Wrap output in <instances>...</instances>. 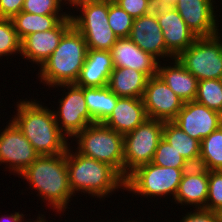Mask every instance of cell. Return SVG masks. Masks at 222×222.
Returning <instances> with one entry per match:
<instances>
[{"label":"cell","mask_w":222,"mask_h":222,"mask_svg":"<svg viewBox=\"0 0 222 222\" xmlns=\"http://www.w3.org/2000/svg\"><path fill=\"white\" fill-rule=\"evenodd\" d=\"M129 38L140 49L151 54L159 62L160 60L173 59L166 50L163 32L154 11L133 20Z\"/></svg>","instance_id":"cell-16"},{"label":"cell","mask_w":222,"mask_h":222,"mask_svg":"<svg viewBox=\"0 0 222 222\" xmlns=\"http://www.w3.org/2000/svg\"><path fill=\"white\" fill-rule=\"evenodd\" d=\"M70 141V145H73L78 153L109 164L124 178L122 134L102 123H94L88 125Z\"/></svg>","instance_id":"cell-6"},{"label":"cell","mask_w":222,"mask_h":222,"mask_svg":"<svg viewBox=\"0 0 222 222\" xmlns=\"http://www.w3.org/2000/svg\"><path fill=\"white\" fill-rule=\"evenodd\" d=\"M78 31L83 35L88 50L110 51L117 40L116 35L110 28Z\"/></svg>","instance_id":"cell-32"},{"label":"cell","mask_w":222,"mask_h":222,"mask_svg":"<svg viewBox=\"0 0 222 222\" xmlns=\"http://www.w3.org/2000/svg\"><path fill=\"white\" fill-rule=\"evenodd\" d=\"M69 10L72 25L77 30L110 28L108 23L109 0H82Z\"/></svg>","instance_id":"cell-22"},{"label":"cell","mask_w":222,"mask_h":222,"mask_svg":"<svg viewBox=\"0 0 222 222\" xmlns=\"http://www.w3.org/2000/svg\"><path fill=\"white\" fill-rule=\"evenodd\" d=\"M152 163L161 167L190 168L187 160L178 153L166 140H160Z\"/></svg>","instance_id":"cell-30"},{"label":"cell","mask_w":222,"mask_h":222,"mask_svg":"<svg viewBox=\"0 0 222 222\" xmlns=\"http://www.w3.org/2000/svg\"><path fill=\"white\" fill-rule=\"evenodd\" d=\"M42 222H51V221L48 219H44V220H42Z\"/></svg>","instance_id":"cell-43"},{"label":"cell","mask_w":222,"mask_h":222,"mask_svg":"<svg viewBox=\"0 0 222 222\" xmlns=\"http://www.w3.org/2000/svg\"><path fill=\"white\" fill-rule=\"evenodd\" d=\"M157 74L184 102L195 101L198 79L177 58L163 62L160 61L158 63Z\"/></svg>","instance_id":"cell-19"},{"label":"cell","mask_w":222,"mask_h":222,"mask_svg":"<svg viewBox=\"0 0 222 222\" xmlns=\"http://www.w3.org/2000/svg\"><path fill=\"white\" fill-rule=\"evenodd\" d=\"M68 16L69 15H37L21 11L12 18V21L19 39L22 40L29 34L54 29Z\"/></svg>","instance_id":"cell-26"},{"label":"cell","mask_w":222,"mask_h":222,"mask_svg":"<svg viewBox=\"0 0 222 222\" xmlns=\"http://www.w3.org/2000/svg\"><path fill=\"white\" fill-rule=\"evenodd\" d=\"M87 109L95 123H103L115 108L118 96L107 86L84 87Z\"/></svg>","instance_id":"cell-25"},{"label":"cell","mask_w":222,"mask_h":222,"mask_svg":"<svg viewBox=\"0 0 222 222\" xmlns=\"http://www.w3.org/2000/svg\"><path fill=\"white\" fill-rule=\"evenodd\" d=\"M114 68H132L156 76L159 61L140 49L129 37L117 38L110 50Z\"/></svg>","instance_id":"cell-18"},{"label":"cell","mask_w":222,"mask_h":222,"mask_svg":"<svg viewBox=\"0 0 222 222\" xmlns=\"http://www.w3.org/2000/svg\"><path fill=\"white\" fill-rule=\"evenodd\" d=\"M205 209L214 212L222 209V170L208 171V197Z\"/></svg>","instance_id":"cell-34"},{"label":"cell","mask_w":222,"mask_h":222,"mask_svg":"<svg viewBox=\"0 0 222 222\" xmlns=\"http://www.w3.org/2000/svg\"><path fill=\"white\" fill-rule=\"evenodd\" d=\"M163 139L180 153L191 166H199L200 142L198 140L190 137L172 121L164 122Z\"/></svg>","instance_id":"cell-24"},{"label":"cell","mask_w":222,"mask_h":222,"mask_svg":"<svg viewBox=\"0 0 222 222\" xmlns=\"http://www.w3.org/2000/svg\"><path fill=\"white\" fill-rule=\"evenodd\" d=\"M164 122L148 118L123 136L124 179L137 167L152 162L156 148L163 138Z\"/></svg>","instance_id":"cell-9"},{"label":"cell","mask_w":222,"mask_h":222,"mask_svg":"<svg viewBox=\"0 0 222 222\" xmlns=\"http://www.w3.org/2000/svg\"><path fill=\"white\" fill-rule=\"evenodd\" d=\"M45 104L41 99L22 97L20 100L17 99L14 115L11 114L9 117L39 156L65 153L70 140L60 131L52 107Z\"/></svg>","instance_id":"cell-2"},{"label":"cell","mask_w":222,"mask_h":222,"mask_svg":"<svg viewBox=\"0 0 222 222\" xmlns=\"http://www.w3.org/2000/svg\"><path fill=\"white\" fill-rule=\"evenodd\" d=\"M25 0H0V18L12 19L22 11Z\"/></svg>","instance_id":"cell-37"},{"label":"cell","mask_w":222,"mask_h":222,"mask_svg":"<svg viewBox=\"0 0 222 222\" xmlns=\"http://www.w3.org/2000/svg\"><path fill=\"white\" fill-rule=\"evenodd\" d=\"M113 1L123 10H125L133 19L151 13L155 7L153 0H113Z\"/></svg>","instance_id":"cell-35"},{"label":"cell","mask_w":222,"mask_h":222,"mask_svg":"<svg viewBox=\"0 0 222 222\" xmlns=\"http://www.w3.org/2000/svg\"><path fill=\"white\" fill-rule=\"evenodd\" d=\"M88 47L83 35L72 25L62 36L58 47L38 69L39 85L53 88L75 84L84 65Z\"/></svg>","instance_id":"cell-4"},{"label":"cell","mask_w":222,"mask_h":222,"mask_svg":"<svg viewBox=\"0 0 222 222\" xmlns=\"http://www.w3.org/2000/svg\"><path fill=\"white\" fill-rule=\"evenodd\" d=\"M172 122L201 142L222 125V114L196 101H188Z\"/></svg>","instance_id":"cell-14"},{"label":"cell","mask_w":222,"mask_h":222,"mask_svg":"<svg viewBox=\"0 0 222 222\" xmlns=\"http://www.w3.org/2000/svg\"><path fill=\"white\" fill-rule=\"evenodd\" d=\"M108 23L117 38L129 37L133 18L113 0H109Z\"/></svg>","instance_id":"cell-31"},{"label":"cell","mask_w":222,"mask_h":222,"mask_svg":"<svg viewBox=\"0 0 222 222\" xmlns=\"http://www.w3.org/2000/svg\"><path fill=\"white\" fill-rule=\"evenodd\" d=\"M177 59L198 81L222 79V31L198 37Z\"/></svg>","instance_id":"cell-8"},{"label":"cell","mask_w":222,"mask_h":222,"mask_svg":"<svg viewBox=\"0 0 222 222\" xmlns=\"http://www.w3.org/2000/svg\"><path fill=\"white\" fill-rule=\"evenodd\" d=\"M215 3V0H176L172 7L197 37H210L222 31V25L219 23H222V19L219 20L222 15L218 16L216 13L221 14V6Z\"/></svg>","instance_id":"cell-11"},{"label":"cell","mask_w":222,"mask_h":222,"mask_svg":"<svg viewBox=\"0 0 222 222\" xmlns=\"http://www.w3.org/2000/svg\"><path fill=\"white\" fill-rule=\"evenodd\" d=\"M195 101L222 114V79L198 81Z\"/></svg>","instance_id":"cell-28"},{"label":"cell","mask_w":222,"mask_h":222,"mask_svg":"<svg viewBox=\"0 0 222 222\" xmlns=\"http://www.w3.org/2000/svg\"><path fill=\"white\" fill-rule=\"evenodd\" d=\"M130 218H131V217H129V218H128L129 220L127 219V221H126L124 218H122V222H142V221H143V220L140 221V219H139V221H138V218H136L137 220H136V219L134 220L133 217H132V220H130ZM113 219H114V218H112V219L110 218V220H111L110 222H112ZM116 219H117L118 221H117ZM100 220H101V221H100ZM100 220H99V222H102V219H100ZM115 220H116V222H121V221H119L120 219H118L117 217L115 218ZM88 222H89V221H88ZM93 222H94V221H93ZM95 222H98V221H95ZM107 222H109V220H107ZM113 222H115V221H113Z\"/></svg>","instance_id":"cell-40"},{"label":"cell","mask_w":222,"mask_h":222,"mask_svg":"<svg viewBox=\"0 0 222 222\" xmlns=\"http://www.w3.org/2000/svg\"><path fill=\"white\" fill-rule=\"evenodd\" d=\"M153 11L162 29L166 50L177 58L198 37L189 29L174 7L155 5Z\"/></svg>","instance_id":"cell-15"},{"label":"cell","mask_w":222,"mask_h":222,"mask_svg":"<svg viewBox=\"0 0 222 222\" xmlns=\"http://www.w3.org/2000/svg\"><path fill=\"white\" fill-rule=\"evenodd\" d=\"M18 178L24 182L36 197L41 199V203L52 209L60 218L66 215L67 209H70L74 195L69 186L68 169L66 165V152L58 155H41L23 172ZM73 197V198H72ZM69 202L71 205H69ZM65 212V214H64ZM63 215V217H61Z\"/></svg>","instance_id":"cell-1"},{"label":"cell","mask_w":222,"mask_h":222,"mask_svg":"<svg viewBox=\"0 0 222 222\" xmlns=\"http://www.w3.org/2000/svg\"><path fill=\"white\" fill-rule=\"evenodd\" d=\"M114 70L110 51L88 50L76 85L80 87L107 86Z\"/></svg>","instance_id":"cell-21"},{"label":"cell","mask_w":222,"mask_h":222,"mask_svg":"<svg viewBox=\"0 0 222 222\" xmlns=\"http://www.w3.org/2000/svg\"><path fill=\"white\" fill-rule=\"evenodd\" d=\"M72 26L70 15L63 19L54 29L27 35L21 40L20 57L36 69L40 68L58 47L64 33ZM36 65V66H35ZM37 67V68H35Z\"/></svg>","instance_id":"cell-13"},{"label":"cell","mask_w":222,"mask_h":222,"mask_svg":"<svg viewBox=\"0 0 222 222\" xmlns=\"http://www.w3.org/2000/svg\"><path fill=\"white\" fill-rule=\"evenodd\" d=\"M149 77L132 68H114L107 87L118 97L142 98Z\"/></svg>","instance_id":"cell-23"},{"label":"cell","mask_w":222,"mask_h":222,"mask_svg":"<svg viewBox=\"0 0 222 222\" xmlns=\"http://www.w3.org/2000/svg\"><path fill=\"white\" fill-rule=\"evenodd\" d=\"M199 166L208 171L222 170V125L200 142Z\"/></svg>","instance_id":"cell-27"},{"label":"cell","mask_w":222,"mask_h":222,"mask_svg":"<svg viewBox=\"0 0 222 222\" xmlns=\"http://www.w3.org/2000/svg\"><path fill=\"white\" fill-rule=\"evenodd\" d=\"M179 222H219L217 212L206 210V209H190L186 213H182ZM170 222V220H168ZM167 221V222H168ZM173 222V220H172ZM176 222V221H175Z\"/></svg>","instance_id":"cell-36"},{"label":"cell","mask_w":222,"mask_h":222,"mask_svg":"<svg viewBox=\"0 0 222 222\" xmlns=\"http://www.w3.org/2000/svg\"><path fill=\"white\" fill-rule=\"evenodd\" d=\"M67 9L62 0H25L22 11L37 15H69Z\"/></svg>","instance_id":"cell-33"},{"label":"cell","mask_w":222,"mask_h":222,"mask_svg":"<svg viewBox=\"0 0 222 222\" xmlns=\"http://www.w3.org/2000/svg\"><path fill=\"white\" fill-rule=\"evenodd\" d=\"M208 197V170L200 166H191L185 170L173 204L190 209H205ZM189 206V207H188Z\"/></svg>","instance_id":"cell-17"},{"label":"cell","mask_w":222,"mask_h":222,"mask_svg":"<svg viewBox=\"0 0 222 222\" xmlns=\"http://www.w3.org/2000/svg\"><path fill=\"white\" fill-rule=\"evenodd\" d=\"M62 1L65 3V5L67 4L68 8L70 9L74 4L82 0H62Z\"/></svg>","instance_id":"cell-41"},{"label":"cell","mask_w":222,"mask_h":222,"mask_svg":"<svg viewBox=\"0 0 222 222\" xmlns=\"http://www.w3.org/2000/svg\"><path fill=\"white\" fill-rule=\"evenodd\" d=\"M44 209L45 208H43V210H41L43 212L38 211V215L36 214V216H37L36 219H35V217L33 219L31 218V216H30L31 213H29V217H30V219H29V218H27V215L24 214L25 212L20 213L18 210V212L15 211L13 213H7L6 215L5 214L1 215L0 222H24V221L25 222H42V220H44L46 218H48V219L50 218V216L46 217L47 214L44 212ZM25 215H26V217H24ZM26 220H30V221H26Z\"/></svg>","instance_id":"cell-38"},{"label":"cell","mask_w":222,"mask_h":222,"mask_svg":"<svg viewBox=\"0 0 222 222\" xmlns=\"http://www.w3.org/2000/svg\"><path fill=\"white\" fill-rule=\"evenodd\" d=\"M187 169L189 168L161 167L152 162L141 165L125 179V192L131 194L132 197H141L142 200L151 199V203L156 198V203L159 198L161 201L170 199L172 203L182 175Z\"/></svg>","instance_id":"cell-5"},{"label":"cell","mask_w":222,"mask_h":222,"mask_svg":"<svg viewBox=\"0 0 222 222\" xmlns=\"http://www.w3.org/2000/svg\"><path fill=\"white\" fill-rule=\"evenodd\" d=\"M20 54L21 40L15 31L12 19L0 18V60H2L4 56L5 59L7 57L6 60H13V57H20ZM15 55L18 57H15Z\"/></svg>","instance_id":"cell-29"},{"label":"cell","mask_w":222,"mask_h":222,"mask_svg":"<svg viewBox=\"0 0 222 222\" xmlns=\"http://www.w3.org/2000/svg\"><path fill=\"white\" fill-rule=\"evenodd\" d=\"M155 5L160 6H173L176 0H153Z\"/></svg>","instance_id":"cell-39"},{"label":"cell","mask_w":222,"mask_h":222,"mask_svg":"<svg viewBox=\"0 0 222 222\" xmlns=\"http://www.w3.org/2000/svg\"><path fill=\"white\" fill-rule=\"evenodd\" d=\"M6 123V126H1L3 128L0 129V166L5 167L2 171H8L11 175L13 173L16 177L30 166L39 154L10 118Z\"/></svg>","instance_id":"cell-10"},{"label":"cell","mask_w":222,"mask_h":222,"mask_svg":"<svg viewBox=\"0 0 222 222\" xmlns=\"http://www.w3.org/2000/svg\"><path fill=\"white\" fill-rule=\"evenodd\" d=\"M54 88L55 90L57 88L56 91L59 90V94L57 93L56 96H54V100L60 95L61 91L62 96L60 95L61 98H58L56 107L52 105V103L49 105L53 106L52 110L60 131L71 140L88 125L95 123L87 109L84 87L76 84H62L48 90L51 91L54 90Z\"/></svg>","instance_id":"cell-7"},{"label":"cell","mask_w":222,"mask_h":222,"mask_svg":"<svg viewBox=\"0 0 222 222\" xmlns=\"http://www.w3.org/2000/svg\"><path fill=\"white\" fill-rule=\"evenodd\" d=\"M146 119L148 116L142 98L118 97L111 115L102 124L124 136Z\"/></svg>","instance_id":"cell-20"},{"label":"cell","mask_w":222,"mask_h":222,"mask_svg":"<svg viewBox=\"0 0 222 222\" xmlns=\"http://www.w3.org/2000/svg\"><path fill=\"white\" fill-rule=\"evenodd\" d=\"M69 186L74 197L80 194L89 199L105 201L113 194L125 191V179L109 164L78 153L72 145L66 150ZM116 192V193H115ZM102 199V200H101Z\"/></svg>","instance_id":"cell-3"},{"label":"cell","mask_w":222,"mask_h":222,"mask_svg":"<svg viewBox=\"0 0 222 222\" xmlns=\"http://www.w3.org/2000/svg\"><path fill=\"white\" fill-rule=\"evenodd\" d=\"M217 214H218L219 222H222V209L218 211Z\"/></svg>","instance_id":"cell-42"},{"label":"cell","mask_w":222,"mask_h":222,"mask_svg":"<svg viewBox=\"0 0 222 222\" xmlns=\"http://www.w3.org/2000/svg\"><path fill=\"white\" fill-rule=\"evenodd\" d=\"M142 100L148 118L161 121H173L184 105L158 74L148 79Z\"/></svg>","instance_id":"cell-12"}]
</instances>
